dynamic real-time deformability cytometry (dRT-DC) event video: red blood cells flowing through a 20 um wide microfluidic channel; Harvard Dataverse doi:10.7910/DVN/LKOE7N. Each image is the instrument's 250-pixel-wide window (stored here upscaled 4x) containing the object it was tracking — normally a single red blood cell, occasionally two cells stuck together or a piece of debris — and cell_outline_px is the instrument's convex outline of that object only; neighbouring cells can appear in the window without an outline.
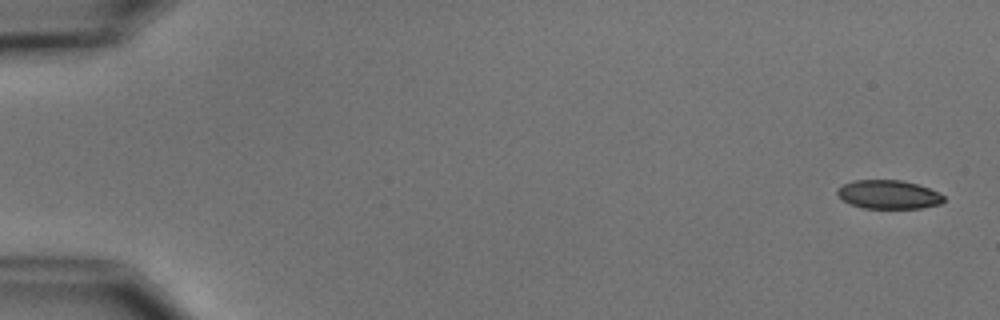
{"species": "common noctule bat (a hibernating species)", "species_latin": "Nyctalus noctula", "temperature_condition": "cold", "stored_images_in_passage": 5, "camera_frame_rate_fps": 3000, "um_per_image_px": 0.085, "animal": {"sex": "male", "body_mass_g": 15.6}, "frame": {"image": 1, "passage_image": 1, "time_ms": 0.0, "image_size_px": [1000, 320], "cell_outline_px": [[944, 200], [940, 204], [920, 208], [864, 208], [852, 204], [844, 200], [836, 192], [836, 188], [844, 184], [856, 180], [900, 180], [916, 184], [928, 188], [944, 196]], "centroid_in_image_um": [75.51, 16.53], "position_along_channel_um": 9.5, "area_um2": 17.51}}
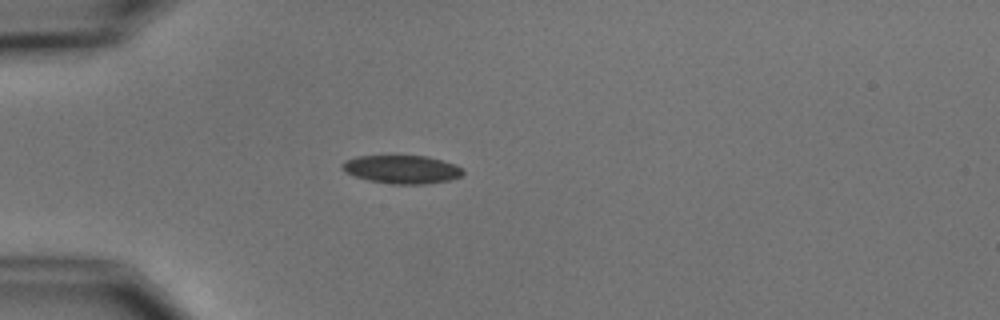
{"frame": {"image": 2, "passage_image": 5, "time_ms": 4.667, "image_size_px": [1000, 320], "cell_outline_px": [[464, 172], [460, 176], [448, 180], [428, 184], [392, 184], [368, 180], [344, 172], [340, 168], [340, 164], [344, 160], [356, 156], [396, 152], [428, 156], [456, 164], [464, 168]], "centroid_in_image_um": [34.11, 14.33], "position_along_channel_um": 50.9, "area_um2": 21.15}}